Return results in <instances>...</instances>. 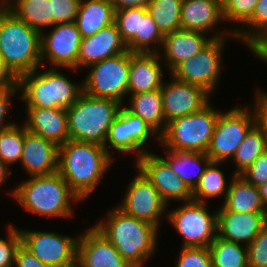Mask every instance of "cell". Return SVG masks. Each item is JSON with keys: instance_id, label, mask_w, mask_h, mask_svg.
<instances>
[{"instance_id": "6da1fadb", "label": "cell", "mask_w": 267, "mask_h": 267, "mask_svg": "<svg viewBox=\"0 0 267 267\" xmlns=\"http://www.w3.org/2000/svg\"><path fill=\"white\" fill-rule=\"evenodd\" d=\"M113 163L104 146L68 140L58 147V173L84 201L97 188Z\"/></svg>"}, {"instance_id": "7a4b0ae2", "label": "cell", "mask_w": 267, "mask_h": 267, "mask_svg": "<svg viewBox=\"0 0 267 267\" xmlns=\"http://www.w3.org/2000/svg\"><path fill=\"white\" fill-rule=\"evenodd\" d=\"M106 218L93 225L132 267H143L157 249L159 229L155 225L126 215L117 206Z\"/></svg>"}, {"instance_id": "3957f363", "label": "cell", "mask_w": 267, "mask_h": 267, "mask_svg": "<svg viewBox=\"0 0 267 267\" xmlns=\"http://www.w3.org/2000/svg\"><path fill=\"white\" fill-rule=\"evenodd\" d=\"M11 192L12 198L28 212L48 218H70L74 215L71 203L80 201L58 172L31 176Z\"/></svg>"}, {"instance_id": "277c9868", "label": "cell", "mask_w": 267, "mask_h": 267, "mask_svg": "<svg viewBox=\"0 0 267 267\" xmlns=\"http://www.w3.org/2000/svg\"><path fill=\"white\" fill-rule=\"evenodd\" d=\"M40 41L41 33L7 7L0 12V54L17 78L42 66Z\"/></svg>"}, {"instance_id": "5b68a950", "label": "cell", "mask_w": 267, "mask_h": 267, "mask_svg": "<svg viewBox=\"0 0 267 267\" xmlns=\"http://www.w3.org/2000/svg\"><path fill=\"white\" fill-rule=\"evenodd\" d=\"M38 69L18 78L19 97L26 107L67 109L83 93V84L72 82L58 68Z\"/></svg>"}, {"instance_id": "8992f818", "label": "cell", "mask_w": 267, "mask_h": 267, "mask_svg": "<svg viewBox=\"0 0 267 267\" xmlns=\"http://www.w3.org/2000/svg\"><path fill=\"white\" fill-rule=\"evenodd\" d=\"M123 105L113 99L95 98L83 92L66 109L70 139L104 146L109 128Z\"/></svg>"}, {"instance_id": "52a82bcc", "label": "cell", "mask_w": 267, "mask_h": 267, "mask_svg": "<svg viewBox=\"0 0 267 267\" xmlns=\"http://www.w3.org/2000/svg\"><path fill=\"white\" fill-rule=\"evenodd\" d=\"M220 112L208 103L197 112L172 119L159 143L172 151L206 153Z\"/></svg>"}, {"instance_id": "ba28073f", "label": "cell", "mask_w": 267, "mask_h": 267, "mask_svg": "<svg viewBox=\"0 0 267 267\" xmlns=\"http://www.w3.org/2000/svg\"><path fill=\"white\" fill-rule=\"evenodd\" d=\"M87 68L89 74L82 81L84 93L91 97L124 103V96L128 95L130 51L104 59Z\"/></svg>"}, {"instance_id": "9c48e42d", "label": "cell", "mask_w": 267, "mask_h": 267, "mask_svg": "<svg viewBox=\"0 0 267 267\" xmlns=\"http://www.w3.org/2000/svg\"><path fill=\"white\" fill-rule=\"evenodd\" d=\"M166 214L171 226L183 238L182 247H209L217 237V211L210 214L207 203L182 202Z\"/></svg>"}, {"instance_id": "30bf717a", "label": "cell", "mask_w": 267, "mask_h": 267, "mask_svg": "<svg viewBox=\"0 0 267 267\" xmlns=\"http://www.w3.org/2000/svg\"><path fill=\"white\" fill-rule=\"evenodd\" d=\"M249 108V105H241L219 113L206 151L211 161L224 163L233 158L246 134L255 125L254 114Z\"/></svg>"}, {"instance_id": "8fae6325", "label": "cell", "mask_w": 267, "mask_h": 267, "mask_svg": "<svg viewBox=\"0 0 267 267\" xmlns=\"http://www.w3.org/2000/svg\"><path fill=\"white\" fill-rule=\"evenodd\" d=\"M225 42V37L213 39L195 56L179 63L170 72L171 76L179 81L202 86L212 94L221 77L222 51Z\"/></svg>"}, {"instance_id": "7c38bea8", "label": "cell", "mask_w": 267, "mask_h": 267, "mask_svg": "<svg viewBox=\"0 0 267 267\" xmlns=\"http://www.w3.org/2000/svg\"><path fill=\"white\" fill-rule=\"evenodd\" d=\"M21 244L43 264L51 267H76L79 237L19 229Z\"/></svg>"}, {"instance_id": "4fadbf2b", "label": "cell", "mask_w": 267, "mask_h": 267, "mask_svg": "<svg viewBox=\"0 0 267 267\" xmlns=\"http://www.w3.org/2000/svg\"><path fill=\"white\" fill-rule=\"evenodd\" d=\"M152 136L159 141L158 134L144 120L133 115L122 106L109 128L104 148L111 157L112 155L108 147L125 154H134L135 152L137 158L135 160L137 161L149 152L144 146H146V143H148L149 138H152Z\"/></svg>"}, {"instance_id": "5bb4252c", "label": "cell", "mask_w": 267, "mask_h": 267, "mask_svg": "<svg viewBox=\"0 0 267 267\" xmlns=\"http://www.w3.org/2000/svg\"><path fill=\"white\" fill-rule=\"evenodd\" d=\"M51 31L41 32V63L48 60L51 68H65L77 72V60L82 36L77 24L62 23L52 26ZM46 33V34H44Z\"/></svg>"}, {"instance_id": "9a60e30c", "label": "cell", "mask_w": 267, "mask_h": 267, "mask_svg": "<svg viewBox=\"0 0 267 267\" xmlns=\"http://www.w3.org/2000/svg\"><path fill=\"white\" fill-rule=\"evenodd\" d=\"M138 175L129 183L122 203L117 207L126 215L160 227L161 217L166 214L168 204L153 184L138 169Z\"/></svg>"}, {"instance_id": "2e32d148", "label": "cell", "mask_w": 267, "mask_h": 267, "mask_svg": "<svg viewBox=\"0 0 267 267\" xmlns=\"http://www.w3.org/2000/svg\"><path fill=\"white\" fill-rule=\"evenodd\" d=\"M136 166L153 184L168 206L170 201L193 200L192 190L158 154L147 152L136 161Z\"/></svg>"}, {"instance_id": "e0dca14e", "label": "cell", "mask_w": 267, "mask_h": 267, "mask_svg": "<svg viewBox=\"0 0 267 267\" xmlns=\"http://www.w3.org/2000/svg\"><path fill=\"white\" fill-rule=\"evenodd\" d=\"M164 82L161 88L165 122L201 110L211 99V94L202 86L179 81Z\"/></svg>"}, {"instance_id": "ac0fdd59", "label": "cell", "mask_w": 267, "mask_h": 267, "mask_svg": "<svg viewBox=\"0 0 267 267\" xmlns=\"http://www.w3.org/2000/svg\"><path fill=\"white\" fill-rule=\"evenodd\" d=\"M78 237L76 267H132L93 225Z\"/></svg>"}, {"instance_id": "d6986e66", "label": "cell", "mask_w": 267, "mask_h": 267, "mask_svg": "<svg viewBox=\"0 0 267 267\" xmlns=\"http://www.w3.org/2000/svg\"><path fill=\"white\" fill-rule=\"evenodd\" d=\"M181 29L208 33L212 31L210 37L218 39L222 37L236 38L234 30L218 31L217 24L224 21L222 14V0H182L181 7ZM216 29L217 31L213 30ZM215 31V33H214ZM231 31V32H230ZM229 34L226 36V34Z\"/></svg>"}, {"instance_id": "ffe728a7", "label": "cell", "mask_w": 267, "mask_h": 267, "mask_svg": "<svg viewBox=\"0 0 267 267\" xmlns=\"http://www.w3.org/2000/svg\"><path fill=\"white\" fill-rule=\"evenodd\" d=\"M267 223V213H245L217 209V236L248 246Z\"/></svg>"}, {"instance_id": "44dd1931", "label": "cell", "mask_w": 267, "mask_h": 267, "mask_svg": "<svg viewBox=\"0 0 267 267\" xmlns=\"http://www.w3.org/2000/svg\"><path fill=\"white\" fill-rule=\"evenodd\" d=\"M127 51L117 25L114 23L102 28L92 36L82 38L77 60V70L87 68L108 58Z\"/></svg>"}, {"instance_id": "7402d4cb", "label": "cell", "mask_w": 267, "mask_h": 267, "mask_svg": "<svg viewBox=\"0 0 267 267\" xmlns=\"http://www.w3.org/2000/svg\"><path fill=\"white\" fill-rule=\"evenodd\" d=\"M58 147L24 126V145L20 160L29 176L49 175L58 171Z\"/></svg>"}, {"instance_id": "603a6c76", "label": "cell", "mask_w": 267, "mask_h": 267, "mask_svg": "<svg viewBox=\"0 0 267 267\" xmlns=\"http://www.w3.org/2000/svg\"><path fill=\"white\" fill-rule=\"evenodd\" d=\"M26 130L60 146L70 140L68 133L67 110L62 108L27 107Z\"/></svg>"}, {"instance_id": "cb8c5ba5", "label": "cell", "mask_w": 267, "mask_h": 267, "mask_svg": "<svg viewBox=\"0 0 267 267\" xmlns=\"http://www.w3.org/2000/svg\"><path fill=\"white\" fill-rule=\"evenodd\" d=\"M162 53L130 52L128 94L159 90L163 86Z\"/></svg>"}, {"instance_id": "d4e9b609", "label": "cell", "mask_w": 267, "mask_h": 267, "mask_svg": "<svg viewBox=\"0 0 267 267\" xmlns=\"http://www.w3.org/2000/svg\"><path fill=\"white\" fill-rule=\"evenodd\" d=\"M207 35V36H206ZM179 29L165 34L161 46L165 65L171 72L179 63L195 56L213 39L206 33Z\"/></svg>"}, {"instance_id": "484cf974", "label": "cell", "mask_w": 267, "mask_h": 267, "mask_svg": "<svg viewBox=\"0 0 267 267\" xmlns=\"http://www.w3.org/2000/svg\"><path fill=\"white\" fill-rule=\"evenodd\" d=\"M165 157L159 155L179 176L185 184L193 190L205 172L211 159L206 153L165 150Z\"/></svg>"}, {"instance_id": "4316f807", "label": "cell", "mask_w": 267, "mask_h": 267, "mask_svg": "<svg viewBox=\"0 0 267 267\" xmlns=\"http://www.w3.org/2000/svg\"><path fill=\"white\" fill-rule=\"evenodd\" d=\"M114 19L115 9L110 0H81L75 23L84 38L114 23Z\"/></svg>"}, {"instance_id": "83f0119b", "label": "cell", "mask_w": 267, "mask_h": 267, "mask_svg": "<svg viewBox=\"0 0 267 267\" xmlns=\"http://www.w3.org/2000/svg\"><path fill=\"white\" fill-rule=\"evenodd\" d=\"M231 178L227 196L222 203L227 210L237 213H267L258 187L247 182L240 175L233 173Z\"/></svg>"}, {"instance_id": "f1b7e54d", "label": "cell", "mask_w": 267, "mask_h": 267, "mask_svg": "<svg viewBox=\"0 0 267 267\" xmlns=\"http://www.w3.org/2000/svg\"><path fill=\"white\" fill-rule=\"evenodd\" d=\"M133 115L140 117L160 136L167 123L164 118L161 89L129 97V104L125 107Z\"/></svg>"}, {"instance_id": "f546056e", "label": "cell", "mask_w": 267, "mask_h": 267, "mask_svg": "<svg viewBox=\"0 0 267 267\" xmlns=\"http://www.w3.org/2000/svg\"><path fill=\"white\" fill-rule=\"evenodd\" d=\"M7 8L40 33L53 26L50 0H7Z\"/></svg>"}, {"instance_id": "4dcf8cb0", "label": "cell", "mask_w": 267, "mask_h": 267, "mask_svg": "<svg viewBox=\"0 0 267 267\" xmlns=\"http://www.w3.org/2000/svg\"><path fill=\"white\" fill-rule=\"evenodd\" d=\"M163 38L164 35L148 13L147 8L140 7L139 34H135L126 44L127 50L132 53H160L159 49H161Z\"/></svg>"}, {"instance_id": "1f68e13d", "label": "cell", "mask_w": 267, "mask_h": 267, "mask_svg": "<svg viewBox=\"0 0 267 267\" xmlns=\"http://www.w3.org/2000/svg\"><path fill=\"white\" fill-rule=\"evenodd\" d=\"M213 267H248L247 246L216 237L208 247Z\"/></svg>"}, {"instance_id": "d6a6232c", "label": "cell", "mask_w": 267, "mask_h": 267, "mask_svg": "<svg viewBox=\"0 0 267 267\" xmlns=\"http://www.w3.org/2000/svg\"><path fill=\"white\" fill-rule=\"evenodd\" d=\"M266 150L267 136L254 125L246 134L232 158L236 166V171L232 173L240 175Z\"/></svg>"}, {"instance_id": "836d02e7", "label": "cell", "mask_w": 267, "mask_h": 267, "mask_svg": "<svg viewBox=\"0 0 267 267\" xmlns=\"http://www.w3.org/2000/svg\"><path fill=\"white\" fill-rule=\"evenodd\" d=\"M222 162L211 161L205 169L204 174L196 187L192 190L193 200L206 203L209 198H216L224 194V200L229 190V184L223 171L218 168ZM228 184V185H227ZM206 200V201H205Z\"/></svg>"}, {"instance_id": "e575fe53", "label": "cell", "mask_w": 267, "mask_h": 267, "mask_svg": "<svg viewBox=\"0 0 267 267\" xmlns=\"http://www.w3.org/2000/svg\"><path fill=\"white\" fill-rule=\"evenodd\" d=\"M182 0H150L146 8L163 35L181 29Z\"/></svg>"}, {"instance_id": "d590c367", "label": "cell", "mask_w": 267, "mask_h": 267, "mask_svg": "<svg viewBox=\"0 0 267 267\" xmlns=\"http://www.w3.org/2000/svg\"><path fill=\"white\" fill-rule=\"evenodd\" d=\"M22 126V127H21ZM15 124L0 132V160L9 167L20 162L24 145V125Z\"/></svg>"}, {"instance_id": "8d00e7d4", "label": "cell", "mask_w": 267, "mask_h": 267, "mask_svg": "<svg viewBox=\"0 0 267 267\" xmlns=\"http://www.w3.org/2000/svg\"><path fill=\"white\" fill-rule=\"evenodd\" d=\"M243 26L234 28V35L248 47L267 28V0H258L252 17Z\"/></svg>"}, {"instance_id": "74e56055", "label": "cell", "mask_w": 267, "mask_h": 267, "mask_svg": "<svg viewBox=\"0 0 267 267\" xmlns=\"http://www.w3.org/2000/svg\"><path fill=\"white\" fill-rule=\"evenodd\" d=\"M115 24L122 41L127 44L135 34H139L140 7H129L115 10Z\"/></svg>"}, {"instance_id": "f35d334b", "label": "cell", "mask_w": 267, "mask_h": 267, "mask_svg": "<svg viewBox=\"0 0 267 267\" xmlns=\"http://www.w3.org/2000/svg\"><path fill=\"white\" fill-rule=\"evenodd\" d=\"M257 2L258 0H222L224 20L243 26L252 17Z\"/></svg>"}, {"instance_id": "ab89813d", "label": "cell", "mask_w": 267, "mask_h": 267, "mask_svg": "<svg viewBox=\"0 0 267 267\" xmlns=\"http://www.w3.org/2000/svg\"><path fill=\"white\" fill-rule=\"evenodd\" d=\"M11 224L6 229L7 238H0V267H14L16 251L21 244L19 228Z\"/></svg>"}, {"instance_id": "60d3db41", "label": "cell", "mask_w": 267, "mask_h": 267, "mask_svg": "<svg viewBox=\"0 0 267 267\" xmlns=\"http://www.w3.org/2000/svg\"><path fill=\"white\" fill-rule=\"evenodd\" d=\"M175 267H212L208 247H181Z\"/></svg>"}, {"instance_id": "b9f144b4", "label": "cell", "mask_w": 267, "mask_h": 267, "mask_svg": "<svg viewBox=\"0 0 267 267\" xmlns=\"http://www.w3.org/2000/svg\"><path fill=\"white\" fill-rule=\"evenodd\" d=\"M248 267H267V223L247 246Z\"/></svg>"}, {"instance_id": "7bdbcfd3", "label": "cell", "mask_w": 267, "mask_h": 267, "mask_svg": "<svg viewBox=\"0 0 267 267\" xmlns=\"http://www.w3.org/2000/svg\"><path fill=\"white\" fill-rule=\"evenodd\" d=\"M53 26L75 22L81 0H50Z\"/></svg>"}, {"instance_id": "ee69618b", "label": "cell", "mask_w": 267, "mask_h": 267, "mask_svg": "<svg viewBox=\"0 0 267 267\" xmlns=\"http://www.w3.org/2000/svg\"><path fill=\"white\" fill-rule=\"evenodd\" d=\"M247 182L259 187L267 182V150L240 174Z\"/></svg>"}, {"instance_id": "f6af8a7d", "label": "cell", "mask_w": 267, "mask_h": 267, "mask_svg": "<svg viewBox=\"0 0 267 267\" xmlns=\"http://www.w3.org/2000/svg\"><path fill=\"white\" fill-rule=\"evenodd\" d=\"M260 88L255 92L254 110L255 125L267 136V93Z\"/></svg>"}, {"instance_id": "bcb514c9", "label": "cell", "mask_w": 267, "mask_h": 267, "mask_svg": "<svg viewBox=\"0 0 267 267\" xmlns=\"http://www.w3.org/2000/svg\"><path fill=\"white\" fill-rule=\"evenodd\" d=\"M16 92H20L19 86L0 89V132H3L16 124L14 121L10 123H5L4 121L10 110L9 106L12 99L11 97L14 96V94L16 95Z\"/></svg>"}, {"instance_id": "7dc6e473", "label": "cell", "mask_w": 267, "mask_h": 267, "mask_svg": "<svg viewBox=\"0 0 267 267\" xmlns=\"http://www.w3.org/2000/svg\"><path fill=\"white\" fill-rule=\"evenodd\" d=\"M15 267H51L43 264L22 244L18 247L15 255Z\"/></svg>"}, {"instance_id": "c3c4849f", "label": "cell", "mask_w": 267, "mask_h": 267, "mask_svg": "<svg viewBox=\"0 0 267 267\" xmlns=\"http://www.w3.org/2000/svg\"><path fill=\"white\" fill-rule=\"evenodd\" d=\"M247 48L255 57L267 63V28Z\"/></svg>"}, {"instance_id": "681fc988", "label": "cell", "mask_w": 267, "mask_h": 267, "mask_svg": "<svg viewBox=\"0 0 267 267\" xmlns=\"http://www.w3.org/2000/svg\"><path fill=\"white\" fill-rule=\"evenodd\" d=\"M18 86V78L12 73L0 54V89Z\"/></svg>"}, {"instance_id": "f907efd6", "label": "cell", "mask_w": 267, "mask_h": 267, "mask_svg": "<svg viewBox=\"0 0 267 267\" xmlns=\"http://www.w3.org/2000/svg\"><path fill=\"white\" fill-rule=\"evenodd\" d=\"M114 9H123L129 7H146L150 0H110Z\"/></svg>"}, {"instance_id": "816d5d0a", "label": "cell", "mask_w": 267, "mask_h": 267, "mask_svg": "<svg viewBox=\"0 0 267 267\" xmlns=\"http://www.w3.org/2000/svg\"><path fill=\"white\" fill-rule=\"evenodd\" d=\"M12 175V170L10 167L3 163L0 160V186L1 184H4V182L7 180L8 176Z\"/></svg>"}, {"instance_id": "f5cc1de1", "label": "cell", "mask_w": 267, "mask_h": 267, "mask_svg": "<svg viewBox=\"0 0 267 267\" xmlns=\"http://www.w3.org/2000/svg\"><path fill=\"white\" fill-rule=\"evenodd\" d=\"M258 190H259V194H260V198L263 203V206L265 207L267 211V182L259 186Z\"/></svg>"}, {"instance_id": "db71d44e", "label": "cell", "mask_w": 267, "mask_h": 267, "mask_svg": "<svg viewBox=\"0 0 267 267\" xmlns=\"http://www.w3.org/2000/svg\"><path fill=\"white\" fill-rule=\"evenodd\" d=\"M7 7V0H0V12Z\"/></svg>"}]
</instances>
